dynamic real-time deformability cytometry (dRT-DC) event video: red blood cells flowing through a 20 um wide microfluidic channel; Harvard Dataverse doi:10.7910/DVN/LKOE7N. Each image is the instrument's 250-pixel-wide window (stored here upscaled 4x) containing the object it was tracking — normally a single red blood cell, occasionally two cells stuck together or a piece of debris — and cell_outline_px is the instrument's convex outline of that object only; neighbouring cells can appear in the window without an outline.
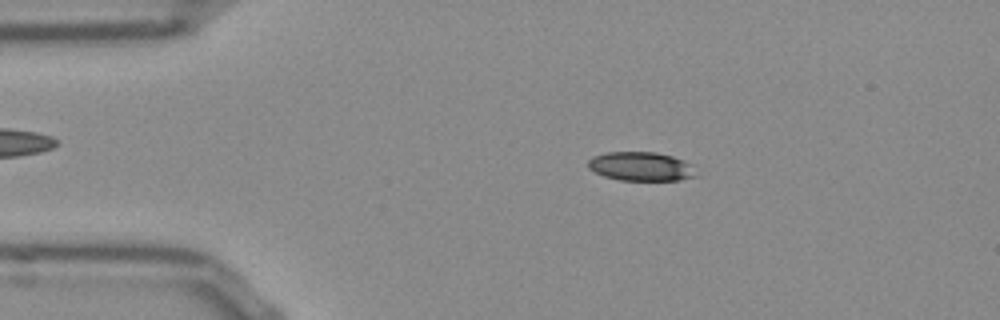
{"species": "Egyptian fruit bat (a non-hibernating species)", "species_latin": "Rousettus aegyptiacus", "temperature_condition": "room temperature", "stored_images_in_passage": 46, "camera_frame_rate_fps": 3000, "um_per_image_px": 0.085, "frame": {"image": 1, "passage_image": 3, "time_ms": 0.667, "image_size_px": [1000, 320], "cell_outline_px": [[700, 176], [680, 180], [620, 180], [604, 176], [588, 168], [588, 160], [592, 156], [608, 152], [656, 152], [672, 156], [692, 164]], "centroid_in_image_um": [54.53, 14.15], "position_along_channel_um": 30.5, "area_um2": 18.38}}
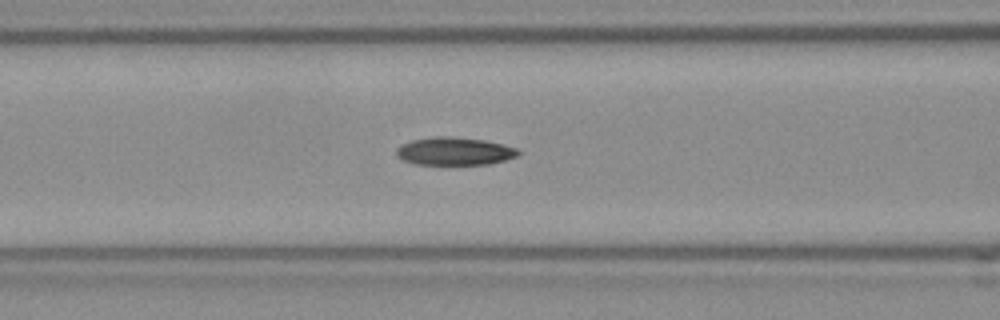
{"frame": {"image": 2, "passage_image": 14, "time_ms": 4.333, "image_size_px": [1000, 320], "cell_outline_px": [[520, 152], [516, 156], [504, 160], [488, 164], [416, 164], [404, 160], [396, 156], [396, 148], [412, 140], [432, 136], [448, 136], [484, 140], [516, 148]], "centroid_in_image_um": [38.6, 12.85], "position_along_channel_um": 128.0, "area_um2": 19.54}}
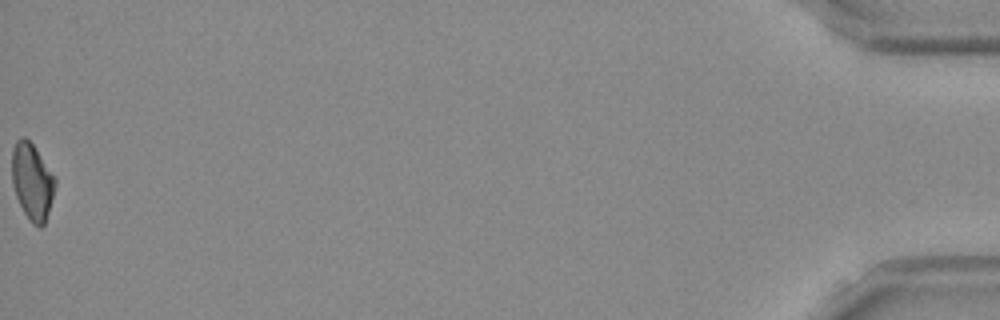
{"frame": {"image": 3, "passage_image": 46, "time_ms": 15.0, "image_size_px": [1000, 320], "cell_outline_px": [[56, 184], [48, 212], [44, 224], [40, 228], [32, 224], [24, 212], [16, 196], [12, 184], [12, 148], [16, 140], [20, 136], [24, 136], [32, 144], [56, 176]], "centroid_in_image_um": [2.73, 15.41], "position_along_channel_um": 432.5, "area_um2": 19.31}, "authors_computed_cell_mechanics": {"area_um2": 19.5942, "velocity_mm_per_s": 3.8623, "shape_relaxation_time_tau1_ms": null, "shape_relaxation_time_tau2_ms": 5.983, "deformation_change_tau1": null, "deformation_change_tau2": 0.1246}}